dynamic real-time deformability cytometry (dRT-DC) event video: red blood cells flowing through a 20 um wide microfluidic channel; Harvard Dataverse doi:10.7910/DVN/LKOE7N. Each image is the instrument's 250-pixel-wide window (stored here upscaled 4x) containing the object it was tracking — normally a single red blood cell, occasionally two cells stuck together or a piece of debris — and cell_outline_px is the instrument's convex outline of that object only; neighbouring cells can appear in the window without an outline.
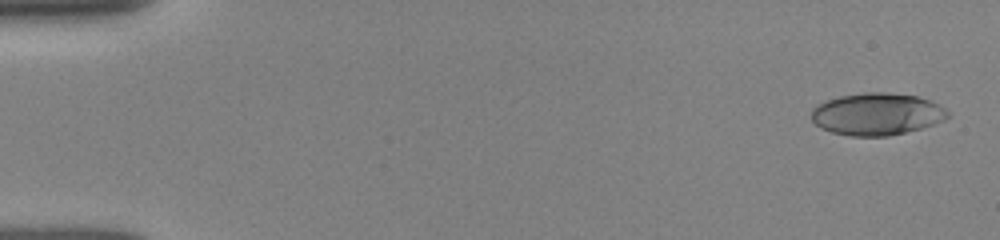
{"species": "human", "species_latin": "Homo sapiens", "temperature_condition": "room temperature", "stored_images_in_passage": 14, "camera_frame_rate_fps": 3000, "um_per_image_px": 0.085, "donor": {"sex": "female"}, "frame": {"image": 1, "passage_image": 1, "time_ms": 0.0, "image_size_px": [1000, 240], "cell_outline_px": [[948, 116], [944, 120], [920, 128], [888, 136], [852, 136], [832, 132], [820, 128], [812, 120], [812, 108], [816, 104], [840, 96], [864, 92], [888, 92], [916, 96], [932, 100], [940, 104], [948, 112]], "centroid_in_image_um": [74.52, 9.68], "position_along_channel_um": 10.5, "area_um2": 33.47}}
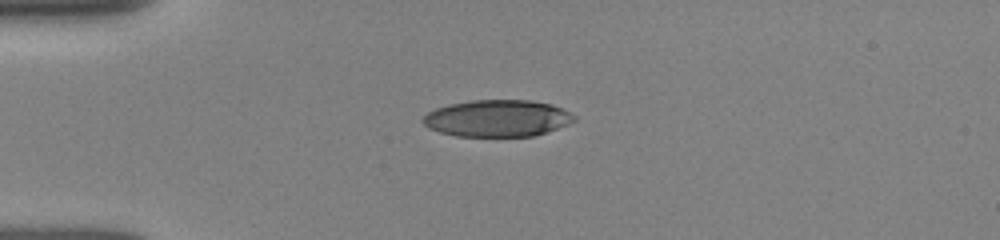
{"frame": {"image": 2, "passage_image": 10, "time_ms": 3.0, "image_size_px": [1000, 240], "cell_outline_px": [[576, 120], [568, 124], [532, 136], [456, 136], [440, 132], [428, 128], [420, 120], [428, 112], [436, 108], [448, 104], [472, 100], [532, 100], [552, 104], [576, 116]], "centroid_in_image_um": [42.24, 10.05], "position_along_channel_um": 42.8, "area_um2": 32.37}}
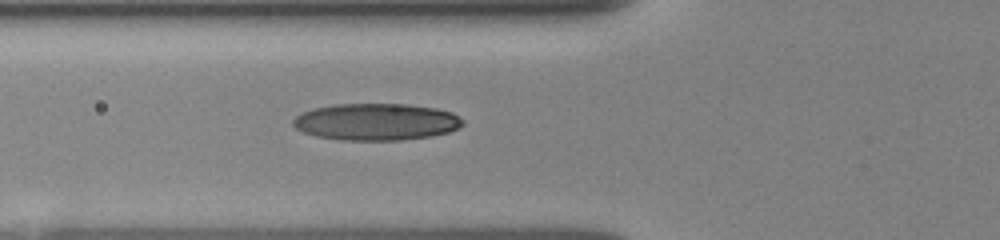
{"frame": {"image": 3, "passage_image": 14, "time_ms": 4.333, "image_size_px": [1000, 240], "cell_outline_px": [[464, 124], [448, 132], [432, 136], [400, 140], [340, 140], [316, 136], [304, 132], [296, 128], [292, 124], [292, 120], [296, 116], [304, 112], [316, 108], [336, 104], [408, 104], [436, 108], [452, 112], [464, 120]], "centroid_in_image_um": [31.99, 10.36], "position_along_channel_um": 93.8, "area_um2": 36.41}}